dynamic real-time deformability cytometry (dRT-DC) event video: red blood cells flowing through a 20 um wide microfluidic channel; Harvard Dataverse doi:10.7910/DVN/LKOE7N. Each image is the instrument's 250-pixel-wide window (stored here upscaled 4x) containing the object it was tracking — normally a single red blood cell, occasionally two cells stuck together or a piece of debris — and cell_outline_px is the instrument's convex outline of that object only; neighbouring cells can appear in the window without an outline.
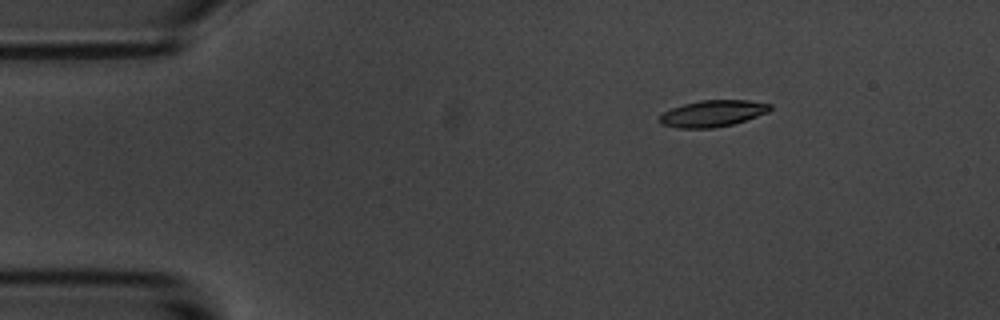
{"species": "common noctule bat (a hibernating species)", "species_latin": "Nyctalus noctula", "temperature_condition": "room temperature", "stored_images_in_passage": 5, "camera_frame_rate_fps": 3000, "um_per_image_px": 0.085, "animal": {"sex": "male", "body_mass_g": 20.1, "forearm_length_mm": 53.5}, "frame": {"image": 1, "passage_image": 2, "time_ms": 1.0, "image_size_px": [1000, 320], "cell_outline_px": [[772, 108], [768, 112], [732, 124], [712, 128], [676, 128], [660, 124], [656, 120], [664, 112], [672, 108], [684, 104], [700, 100], [748, 100], [772, 104]], "centroid_in_image_um": [60.54, 9.64], "position_along_channel_um": 24.5, "area_um2": 17.05}}
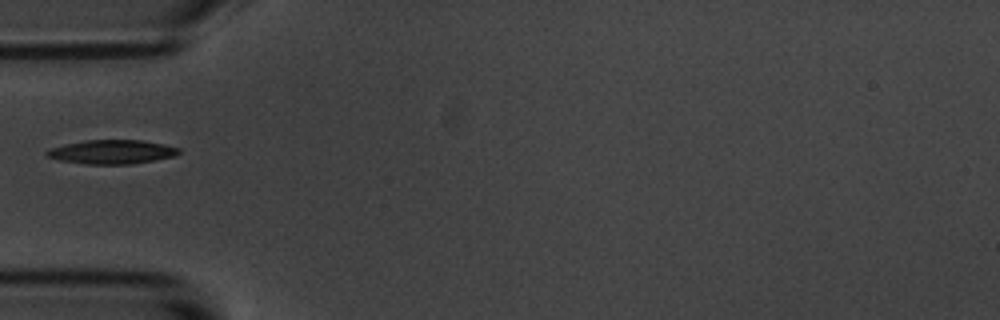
{"frame": {"image": 2, "passage_image": 5, "time_ms": 4.333, "image_size_px": [1000, 320], "cell_outline_px": [[180, 152], [176, 156], [132, 164], [88, 164], [60, 160], [48, 156], [44, 152], [48, 148], [64, 144], [84, 140], [144, 140], [164, 144], [180, 148]], "centroid_in_image_um": [9.52, 12.9], "position_along_channel_um": 75.5, "area_um2": 18.55}}